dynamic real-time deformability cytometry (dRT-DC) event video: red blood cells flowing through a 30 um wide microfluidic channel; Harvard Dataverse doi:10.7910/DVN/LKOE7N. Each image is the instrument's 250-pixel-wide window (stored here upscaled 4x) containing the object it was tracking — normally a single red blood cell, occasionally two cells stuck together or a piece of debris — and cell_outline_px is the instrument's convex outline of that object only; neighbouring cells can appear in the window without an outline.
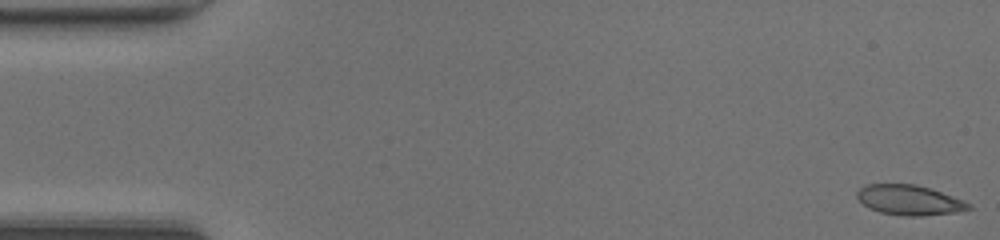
{"species": "common noctule bat (a hibernating species)", "species_latin": "Nyctalus noctula", "temperature_condition": "room temperature", "stored_images_in_passage": 48, "camera_frame_rate_fps": 3000, "um_per_image_px": 0.085, "animal": {"sex": "female", "body_mass_g": 20.0, "forearm_length_mm": 54.0}, "frame": {"image": 1, "passage_image": 1, "time_ms": 0.0, "image_size_px": [1000, 240], "cell_outline_px": [[972, 208], [956, 212], [920, 216], [904, 216], [880, 212], [868, 208], [856, 196], [856, 192], [864, 184], [916, 184], [964, 200], [972, 204]], "centroid_in_image_um": [77.28, 17.01], "position_along_channel_um": 7.7, "area_um2": 19.48}}
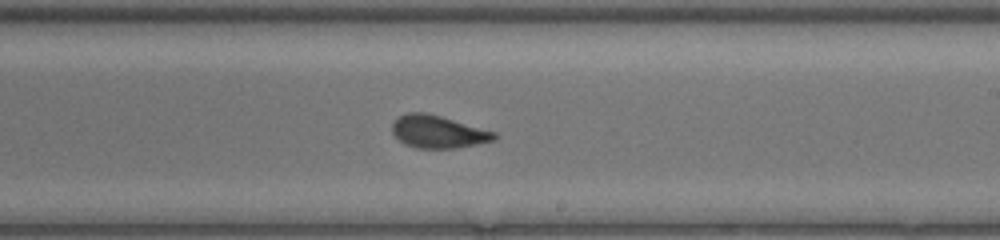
{"frame": {"image": 2, "passage_image": 28, "time_ms": 9.0, "image_size_px": [1000, 240], "cell_outline_px": [[496, 140], [456, 148], [416, 148], [404, 144], [392, 132], [392, 124], [400, 116], [408, 112], [424, 112], [440, 116], [496, 132]], "centroid_in_image_um": [37.23, 11.2], "position_along_channel_um": 251.8, "area_um2": 19.19}}
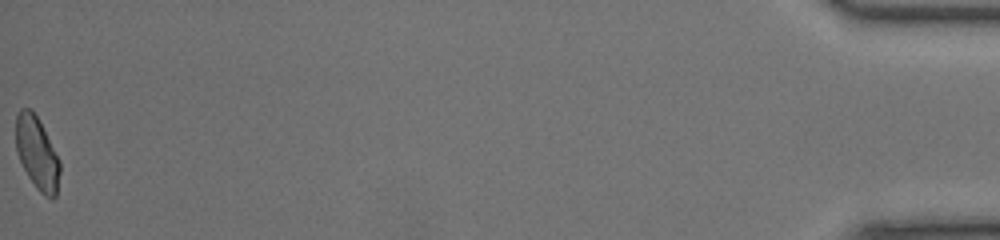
{"frame": {"image": 3, "passage_image": 48, "time_ms": 15.667, "image_size_px": [1000, 240], "cell_outline_px": [[60, 172], [56, 196], [52, 200], [44, 196], [36, 188], [28, 176], [16, 152], [16, 116], [20, 108], [32, 108], [60, 160]], "centroid_in_image_um": [3.15, 13.04], "position_along_channel_um": 432.1, "area_um2": 18.61}, "authors_computed_cell_mechanics": {"area_um2": 19.3341, "velocity_mm_per_s": 4.3181, "shape_relaxation_time_tau1_ms": 4.2686, "shape_relaxation_time_tau2_ms": null, "deformation_change_tau1": 0.1331, "deformation_change_tau2": null}}